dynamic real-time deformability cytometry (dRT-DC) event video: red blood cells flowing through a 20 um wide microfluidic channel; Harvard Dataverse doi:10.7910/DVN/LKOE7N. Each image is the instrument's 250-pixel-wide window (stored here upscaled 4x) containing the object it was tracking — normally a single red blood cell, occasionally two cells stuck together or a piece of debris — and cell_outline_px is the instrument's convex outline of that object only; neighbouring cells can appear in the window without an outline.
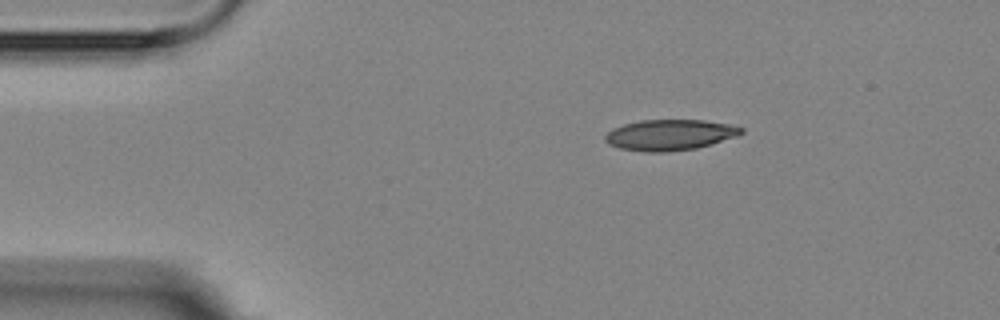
{"species": "Egyptian fruit bat (a non-hibernating species)", "species_latin": "Rousettus aegyptiacus", "temperature_condition": "room temperature", "stored_images_in_passage": 3, "camera_frame_rate_fps": 3000, "um_per_image_px": 0.085, "animal": {"sex": "female"}, "frame": {"image": 1, "passage_image": 1, "time_ms": 0.0, "image_size_px": [1000, 320], "cell_outline_px": [[744, 132], [736, 136], [696, 148], [668, 152], [644, 152], [620, 148], [608, 144], [604, 140], [604, 136], [612, 128], [624, 124], [640, 120], [704, 120], [728, 124], [744, 128]], "centroid_in_image_um": [56.89, 11.46], "position_along_channel_um": 28.1, "area_um2": 24.39}}